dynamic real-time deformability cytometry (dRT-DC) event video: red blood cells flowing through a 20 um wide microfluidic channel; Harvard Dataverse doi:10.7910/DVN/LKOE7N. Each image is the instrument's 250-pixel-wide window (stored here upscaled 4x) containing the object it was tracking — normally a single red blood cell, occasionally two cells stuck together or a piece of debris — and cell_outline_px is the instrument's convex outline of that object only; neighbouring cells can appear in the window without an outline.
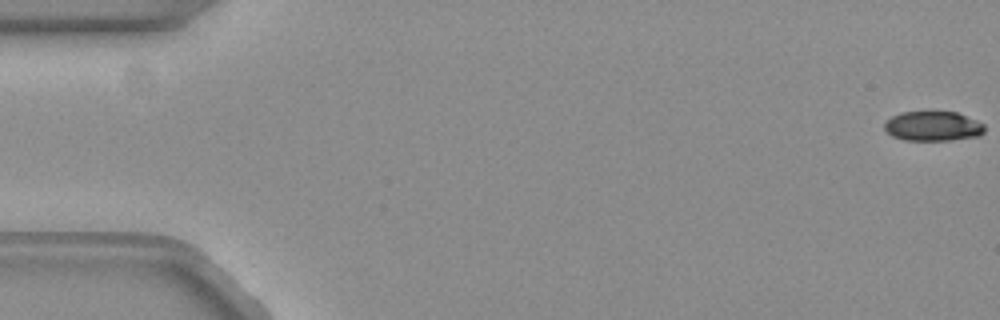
{"species": "common noctule bat (a hibernating species)", "species_latin": "Nyctalus noctula", "temperature_condition": "warm", "stored_images_in_passage": 11, "camera_frame_rate_fps": 3000, "um_per_image_px": 0.085, "animal": {"sex": "female", "body_mass_g": 19.3, "forearm_length_mm": 54.1}, "frame": {"image": 1, "passage_image": 1, "time_ms": 0.0, "image_size_px": [1000, 320], "cell_outline_px": [[984, 132], [976, 136], [948, 140], [904, 140], [892, 136], [884, 128], [884, 124], [892, 116], [900, 112], [956, 112], [976, 120], [984, 124]], "centroid_in_image_um": [79.28, 10.72], "position_along_channel_um": 5.7, "area_um2": 17.11}}